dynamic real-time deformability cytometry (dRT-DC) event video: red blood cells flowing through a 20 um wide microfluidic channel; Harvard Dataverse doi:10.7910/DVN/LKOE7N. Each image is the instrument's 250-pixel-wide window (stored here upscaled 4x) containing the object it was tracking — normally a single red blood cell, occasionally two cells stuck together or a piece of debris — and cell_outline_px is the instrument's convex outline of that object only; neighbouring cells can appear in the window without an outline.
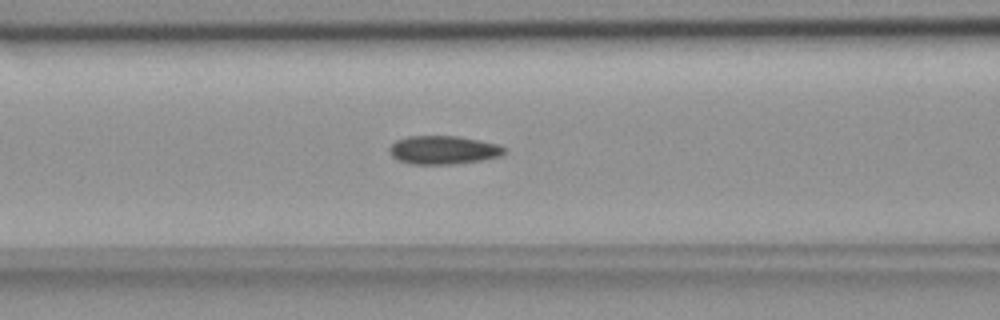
{"species": "common noctule bat (a hibernating species)", "species_latin": "Nyctalus noctula", "temperature_condition": "room temperature", "stored_images_in_passage": 47, "camera_frame_rate_fps": 3000, "um_per_image_px": 0.085, "animal": {"sex": "female", "body_mass_g": 18.4}, "frame": {"image": 1, "passage_image": 15, "time_ms": 4.667, "image_size_px": [1000, 320], "cell_outline_px": [[504, 152], [500, 156], [480, 160], [448, 164], [412, 164], [396, 160], [388, 152], [388, 148], [396, 140], [408, 136], [460, 136], [496, 144], [504, 148]], "centroid_in_image_um": [37.6, 12.74], "position_along_channel_um": 129.0, "area_um2": 18.9}}
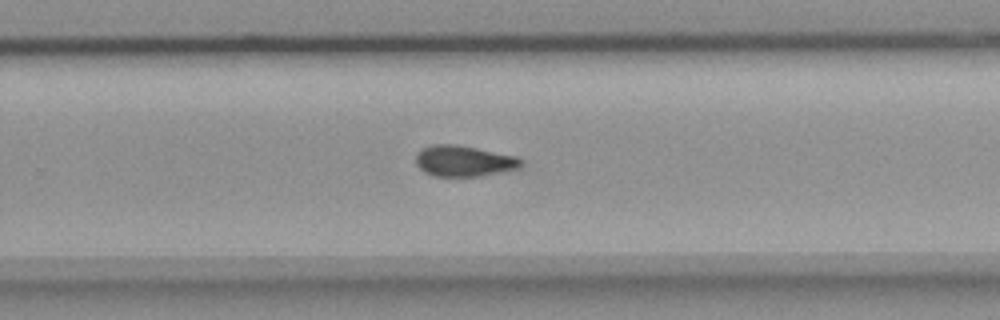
{"frame": {"image": 2, "passage_image": 28, "time_ms": 9.0, "image_size_px": [1000, 320], "cell_outline_px": [[524, 164], [520, 168], [480, 176], [436, 176], [424, 172], [416, 164], [416, 152], [420, 148], [432, 144], [456, 144], [516, 156], [524, 160]], "centroid_in_image_um": [39.43, 13.67], "position_along_channel_um": 290.4, "area_um2": 19.13}}
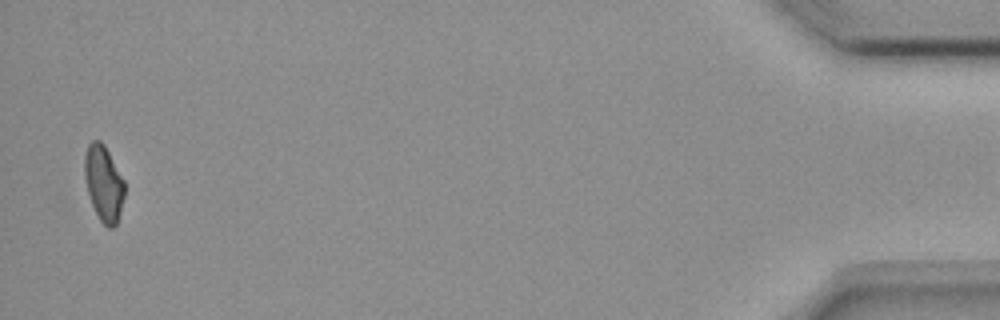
{"frame": {"image": 3, "passage_image": 46, "time_ms": 15.0, "image_size_px": [1000, 320], "cell_outline_px": [[124, 196], [120, 212], [116, 224], [112, 228], [108, 228], [100, 220], [92, 204], [88, 192], [84, 176], [84, 156], [88, 144], [92, 140], [100, 140], [104, 144], [124, 180]], "centroid_in_image_um": [8.8, 15.56], "position_along_channel_um": 426.4, "area_um2": 17.51}}